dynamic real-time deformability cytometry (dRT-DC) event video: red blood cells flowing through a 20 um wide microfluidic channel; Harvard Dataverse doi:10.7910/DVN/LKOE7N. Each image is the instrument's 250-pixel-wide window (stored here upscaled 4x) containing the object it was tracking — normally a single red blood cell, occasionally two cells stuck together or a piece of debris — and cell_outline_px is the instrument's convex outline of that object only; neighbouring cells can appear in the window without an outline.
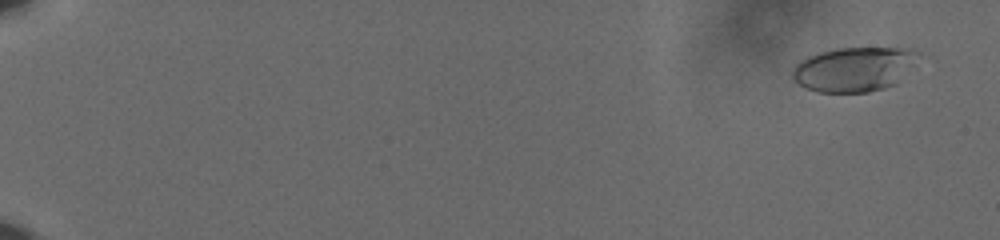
{"species": "human", "species_latin": "Homo sapiens", "temperature_condition": "cold", "stored_images_in_passage": 61, "camera_frame_rate_fps": 3000, "um_per_image_px": 0.085, "donor": {"sex": "male"}, "frame": {"image": 1, "passage_image": 4, "time_ms": 1.0, "image_size_px": [1000, 240], "cell_outline_px": [[920, 52], [896, 84], [884, 88], [868, 92], [816, 92], [804, 88], [792, 76], [792, 72], [796, 64], [800, 60], [808, 56], [820, 52], [840, 48], [908, 48]], "centroid_in_image_um": [72.55, 5.89], "position_along_channel_um": 12.5, "area_um2": 32.19}}
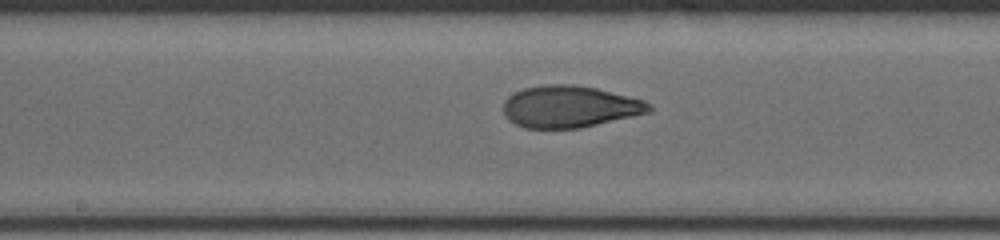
{"frame": {"image": 2, "passage_image": 36, "time_ms": 11.667, "image_size_px": [1000, 240], "cell_outline_px": [[652, 108], [648, 112], [632, 116], [580, 128], [524, 128], [508, 120], [504, 112], [504, 100], [508, 96], [524, 88], [544, 84], [572, 84], [596, 88], [644, 100]], "centroid_in_image_um": [48.38, 9.06], "position_along_channel_um": 199.8, "area_um2": 35.26}}
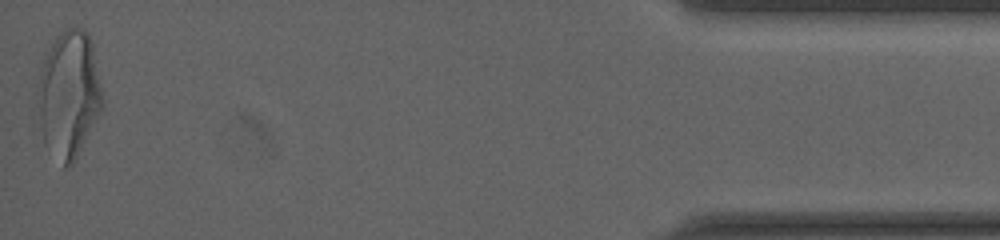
{"frame": {"image": 3, "passage_image": 61, "time_ms": 20.0, "image_size_px": [1000, 240], "cell_outline_px": [[104, 108], [76, 160], [68, 168], [64, 168], [44, 144], [36, 100], [36, 88], [44, 52], [60, 32], [64, 28], [76, 24], [84, 28], [88, 32], [92, 44], [104, 100]], "centroid_in_image_um": [5.85, 8.0], "position_along_channel_um": 429.4, "area_um2": 49.3}, "authors_computed_cell_mechanics": {"area_um2": 34.969, "velocity_mm_per_s": 3.6304, "shape_relaxation_time_tau1_ms": 3.865, "shape_relaxation_time_tau2_ms": 1.1161, "deformation_change_tau1": 0.194, "deformation_change_tau2": 0.0717}}